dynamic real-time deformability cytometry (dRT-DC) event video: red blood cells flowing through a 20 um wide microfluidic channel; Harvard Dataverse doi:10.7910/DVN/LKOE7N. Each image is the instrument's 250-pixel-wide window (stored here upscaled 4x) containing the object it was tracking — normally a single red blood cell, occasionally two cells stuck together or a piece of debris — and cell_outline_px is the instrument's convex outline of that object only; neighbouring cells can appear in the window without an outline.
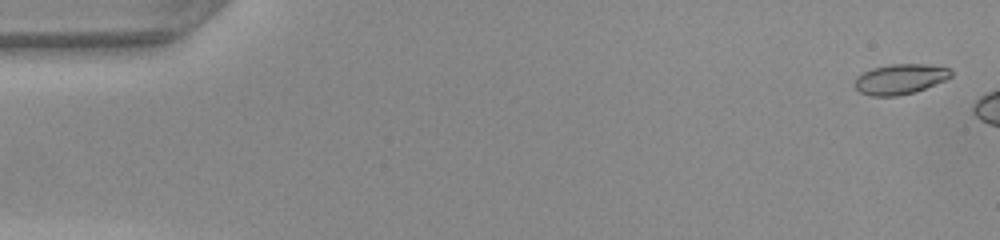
{"species": "common noctule bat (a hibernating species)", "species_latin": "Nyctalus noctula", "temperature_condition": "warm", "stored_images_in_passage": 41, "camera_frame_rate_fps": 3000, "um_per_image_px": 0.085, "animal": {"sex": "female", "body_mass_g": 22.0, "forearm_length_mm": 56.7}, "frame": {"image": 1, "passage_image": 2, "time_ms": 0.333, "image_size_px": [1000, 240], "cell_outline_px": [[952, 76], [944, 80], [924, 88], [912, 92], [896, 96], [872, 96], [860, 92], [856, 88], [856, 76], [860, 72], [872, 68], [892, 64], [924, 64], [948, 68], [952, 72]], "centroid_in_image_um": [76.47, 6.71], "position_along_channel_um": 8.5, "area_um2": 16.7}}
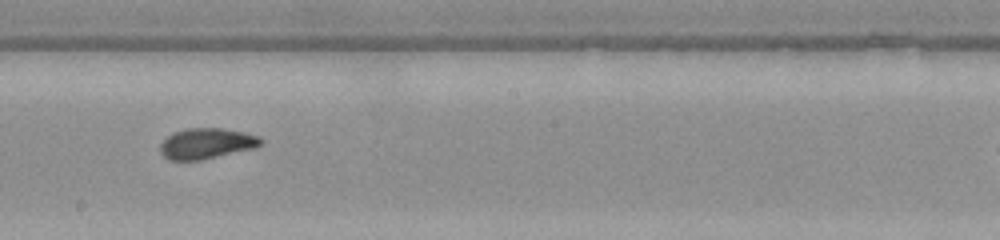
{"frame": {"image": 2, "passage_image": 28, "time_ms": 9.0, "image_size_px": [1000, 240], "cell_outline_px": [[264, 140], [256, 148], [200, 160], [168, 160], [160, 152], [160, 144], [172, 132], [184, 128], [220, 128], [244, 132], [260, 136]], "centroid_in_image_um": [17.56, 12.19], "position_along_channel_um": 230.6, "area_um2": 18.09}}
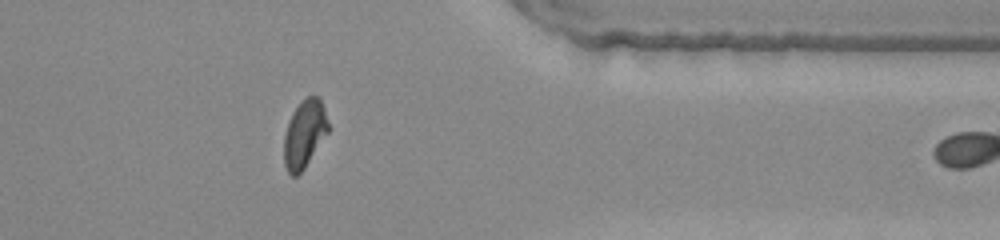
{"frame": {"image": 3, "passage_image": 40, "time_ms": 13.0, "image_size_px": [1000, 240], "cell_outline_px": [[328, 132], [304, 168], [296, 176], [292, 176], [288, 172], [284, 164], [284, 136], [288, 120], [292, 112], [308, 96], [316, 96], [320, 100], [324, 108], [328, 124]], "centroid_in_image_um": [25.86, 11.4], "position_along_channel_um": 385.5, "area_um2": 17.11}}